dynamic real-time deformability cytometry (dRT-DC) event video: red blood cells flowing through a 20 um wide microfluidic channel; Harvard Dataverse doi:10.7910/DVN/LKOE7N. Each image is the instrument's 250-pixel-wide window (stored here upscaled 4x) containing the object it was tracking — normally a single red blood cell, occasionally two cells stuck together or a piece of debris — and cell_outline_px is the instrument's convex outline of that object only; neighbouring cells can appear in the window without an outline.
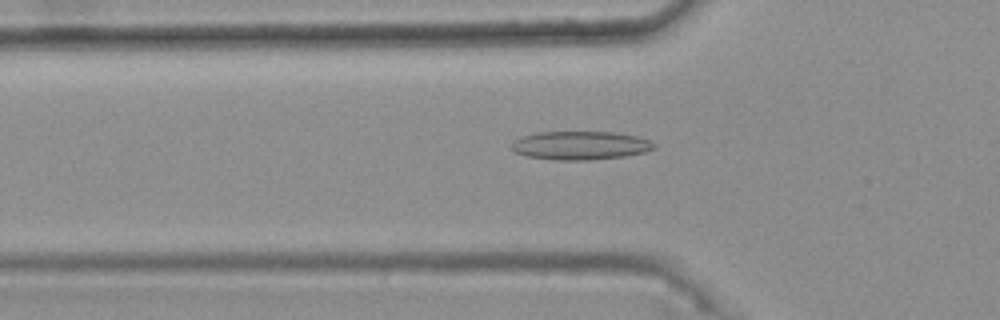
{"species": "common noctule bat (a hibernating species)", "species_latin": "Nyctalus noctula", "temperature_condition": "warm", "stored_images_in_passage": 48, "camera_frame_rate_fps": 3000, "um_per_image_px": 0.085, "animal": {"sex": "female", "body_mass_g": 25.1}, "frame": {"image": 1, "passage_image": 18, "time_ms": 5.667, "image_size_px": [1000, 320], "cell_outline_px": [[656, 148], [644, 152], [624, 156], [588, 160], [556, 160], [528, 156], [516, 152], [508, 148], [520, 136], [536, 132], [612, 132], [636, 136], [648, 140], [656, 144]], "centroid_in_image_um": [49.31, 12.36], "position_along_channel_um": 76.5, "area_um2": 23.64}}
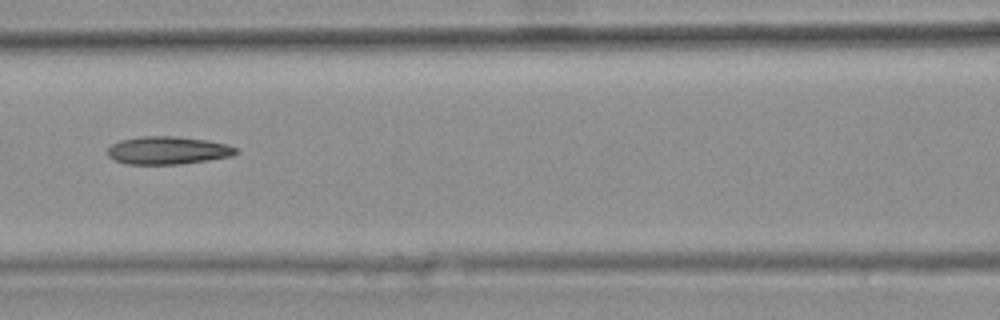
{"frame": {"image": 2, "passage_image": 24, "time_ms": 7.667, "image_size_px": [1000, 320], "cell_outline_px": [[236, 152], [232, 156], [208, 160], [180, 164], [128, 164], [116, 160], [108, 156], [108, 148], [112, 144], [120, 140], [140, 136], [176, 136], [204, 140], [228, 144], [236, 148]], "centroid_in_image_um": [14.25, 12.78], "position_along_channel_um": 152.4, "area_um2": 20.69}}
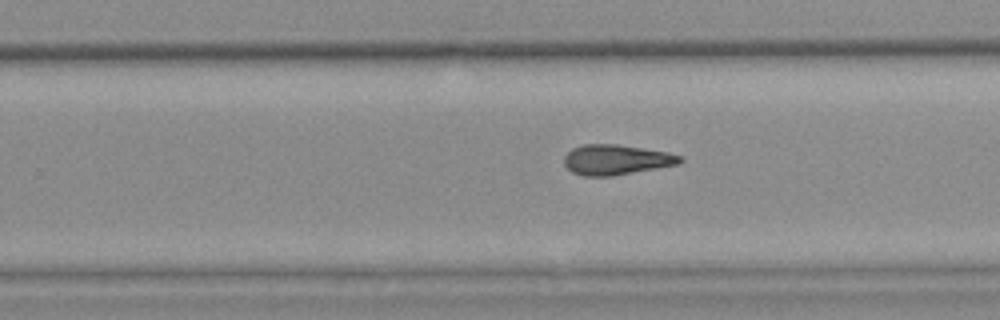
{"frame": {"image": 3, "passage_image": 34, "time_ms": 11.0, "image_size_px": [1000, 320], "cell_outline_px": [[684, 160], [676, 164], [612, 176], [584, 176], [572, 172], [564, 164], [564, 156], [572, 148], [584, 144], [616, 144], [668, 152], [680, 156]], "centroid_in_image_um": [52.33, 13.57], "position_along_channel_um": 277.5, "area_um2": 20.11}, "authors_computed_cell_mechanics": {"area_um2": 20.4034, "velocity_mm_per_s": 3.7614, "shape_relaxation_time_tau1_ms": null, "shape_relaxation_time_tau2_ms": 7.681, "deformation_change_tau1": null, "deformation_change_tau2": 0.1937}}